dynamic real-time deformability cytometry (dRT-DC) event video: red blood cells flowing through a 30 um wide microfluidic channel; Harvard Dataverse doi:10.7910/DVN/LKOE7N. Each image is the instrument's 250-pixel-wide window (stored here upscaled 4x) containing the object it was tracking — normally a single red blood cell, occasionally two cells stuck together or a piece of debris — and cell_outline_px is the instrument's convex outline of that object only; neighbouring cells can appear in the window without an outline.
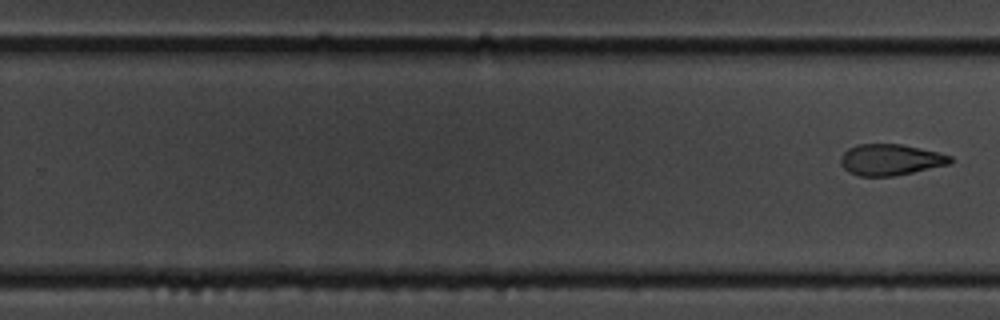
{"species": "common noctule bat (a hibernating species)", "species_latin": "Nyctalus noctula", "temperature_condition": "cold", "stored_images_in_passage": 10, "segment_of_instrument_passage": [2, 2], "camera_frame_rate_fps": 3000, "um_per_image_px": 0.085, "animal": {"sex": "male", "body_mass_g": 19.5, "forearm_length_mm": 54.6}, "frame": {"image": 1, "passage_image": 10, "time_ms": 11.333, "image_size_px": [1000, 320], "cell_outline_px": [[952, 164], [892, 176], [860, 176], [848, 172], [840, 164], [840, 156], [848, 148], [856, 144], [900, 144], [920, 148], [952, 156]], "centroid_in_image_um": [75.67, 13.57], "position_along_channel_um": 254.1, "area_um2": 19.94}}